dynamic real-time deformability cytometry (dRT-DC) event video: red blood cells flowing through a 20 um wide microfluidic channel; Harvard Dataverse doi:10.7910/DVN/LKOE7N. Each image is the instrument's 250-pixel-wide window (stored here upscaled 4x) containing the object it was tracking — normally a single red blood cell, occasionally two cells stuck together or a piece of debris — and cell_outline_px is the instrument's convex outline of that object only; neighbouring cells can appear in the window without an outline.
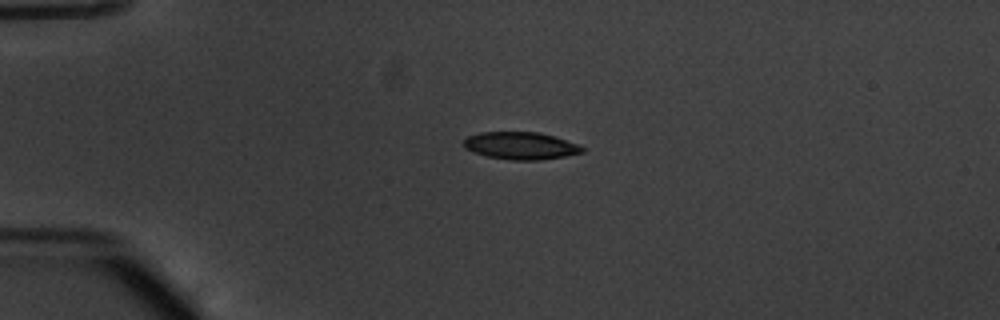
{"species": "common noctule bat (a hibernating species)", "species_latin": "Nyctalus noctula", "temperature_condition": "warm", "stored_images_in_passage": 41, "camera_frame_rate_fps": 3000, "um_per_image_px": 0.085, "animal": {"sex": "male", "body_mass_g": 20.1, "forearm_length_mm": 53.5}, "frame": {"image": 1, "passage_image": 1, "time_ms": 0.0, "image_size_px": [1000, 320], "cell_outline_px": [[584, 152], [564, 156], [540, 160], [512, 160], [488, 156], [464, 148], [464, 140], [468, 136], [480, 132], [540, 132], [556, 136], [580, 144], [584, 148]], "centroid_in_image_um": [44.31, 12.37], "position_along_channel_um": 40.7, "area_um2": 18.96}}
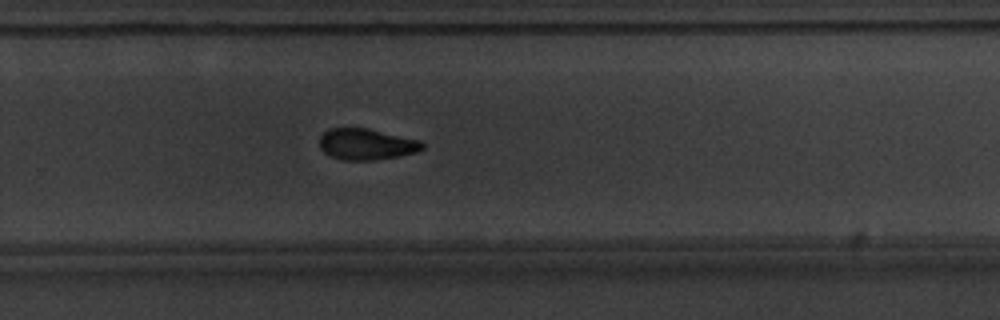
{"frame": {"image": 2, "passage_image": 24, "time_ms": 7.667, "image_size_px": [1000, 320], "cell_outline_px": [[424, 148], [416, 152], [400, 156], [372, 160], [340, 160], [324, 152], [320, 148], [320, 136], [328, 128], [368, 128], [420, 140], [424, 144]], "centroid_in_image_um": [31.14, 12.25], "position_along_channel_um": 298.7, "area_um2": 18.73}}
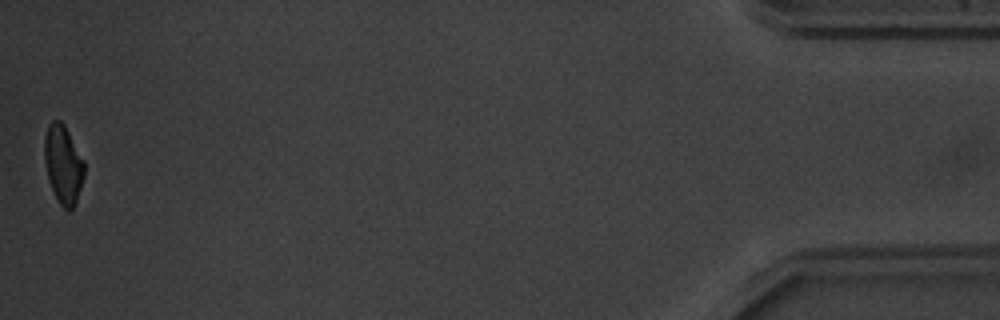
{"frame": {"image": 3, "passage_image": 41, "time_ms": 13.333, "image_size_px": [1000, 320], "cell_outline_px": [[84, 176], [76, 204], [68, 212], [60, 204], [48, 180], [44, 160], [44, 136], [48, 124], [52, 120], [60, 120], [64, 124], [84, 160]], "centroid_in_image_um": [5.37, 13.96], "position_along_channel_um": 429.8, "area_um2": 18.32}, "authors_computed_cell_mechanics": {"area_um2": 19.652, "velocity_mm_per_s": 3.8286, "shape_relaxation_time_tau1_ms": 3.1144, "shape_relaxation_time_tau2_ms": 2.1516, "deformation_change_tau1": 0.1345, "deformation_change_tau2": 0.0791}}